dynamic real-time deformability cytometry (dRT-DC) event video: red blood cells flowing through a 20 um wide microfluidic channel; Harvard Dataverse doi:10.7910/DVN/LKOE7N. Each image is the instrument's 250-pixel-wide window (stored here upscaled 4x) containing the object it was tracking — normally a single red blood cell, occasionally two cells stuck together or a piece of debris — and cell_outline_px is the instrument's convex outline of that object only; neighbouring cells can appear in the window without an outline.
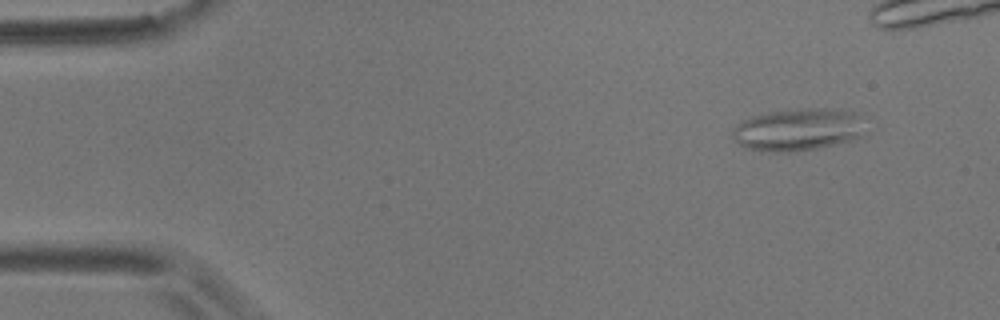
{"species": "common noctule bat (a hibernating species)", "species_latin": "Nyctalus noctula", "temperature_condition": "room temperature", "stored_images_in_passage": 48, "segment_of_instrument_passage": [1, 2], "camera_frame_rate_fps": 3000, "um_per_image_px": 0.085, "animal": {"sex": "male", "body_mass_g": 17.9}, "frame": {"image": 1, "passage_image": 6, "time_ms": 1.667, "image_size_px": [1000, 320], "cell_outline_px": [[864, 136], [852, 140], [816, 148], [788, 152], [760, 152], [744, 148], [732, 136], [732, 128], [736, 124], [752, 116], [768, 112], [800, 108], [844, 108], [864, 112]], "centroid_in_image_um": [67.92, 10.99], "position_along_channel_um": 17.1, "area_um2": 33.81}}